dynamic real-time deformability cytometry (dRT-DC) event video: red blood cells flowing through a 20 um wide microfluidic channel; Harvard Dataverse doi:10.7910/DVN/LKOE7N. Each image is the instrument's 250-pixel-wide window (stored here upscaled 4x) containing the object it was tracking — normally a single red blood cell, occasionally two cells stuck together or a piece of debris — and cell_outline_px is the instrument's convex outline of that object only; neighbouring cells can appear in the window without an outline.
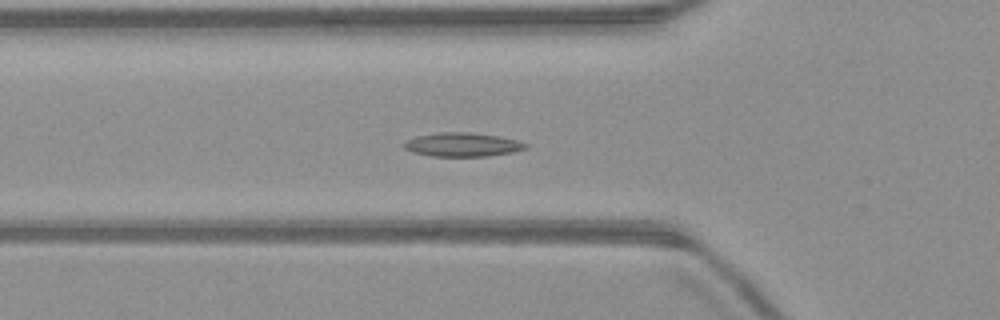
{"species": "common noctule bat (a hibernating species)", "species_latin": "Nyctalus noctula", "temperature_condition": "warm", "stored_images_in_passage": 52, "camera_frame_rate_fps": 3000, "um_per_image_px": 0.085, "animal": {"sex": "male", "body_mass_g": 23.1, "forearm_length_mm": 52.7}, "frame": {"image": 1, "passage_image": 18, "time_ms": 5.667, "image_size_px": [1000, 320], "cell_outline_px": [[528, 148], [512, 152], [488, 156], [432, 156], [412, 152], [404, 148], [400, 144], [404, 140], [416, 136], [440, 132], [468, 132], [500, 136], [516, 140], [528, 144]], "centroid_in_image_um": [39.26, 12.29], "position_along_channel_um": 86.5, "area_um2": 17.05}}
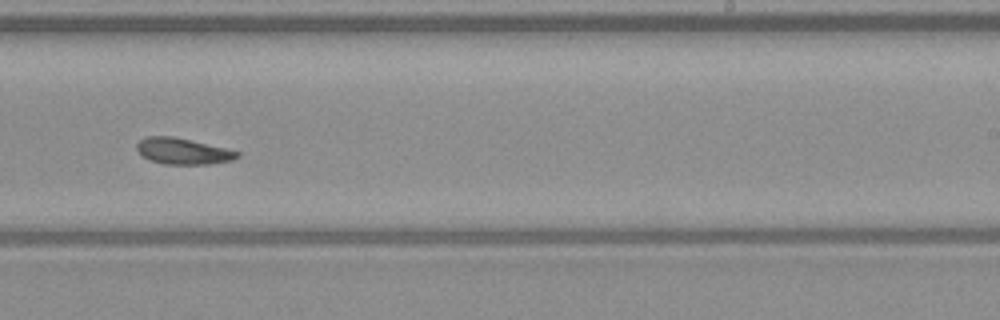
{"frame": {"image": 2, "passage_image": 32, "time_ms": 10.333, "image_size_px": [1000, 320], "cell_outline_px": [[240, 156], [232, 160], [208, 164], [164, 164], [148, 160], [136, 148], [136, 144], [144, 136], [172, 136], [224, 148], [240, 152]], "centroid_in_image_um": [15.51, 12.85], "position_along_channel_um": 273.5, "area_um2": 15.14}}
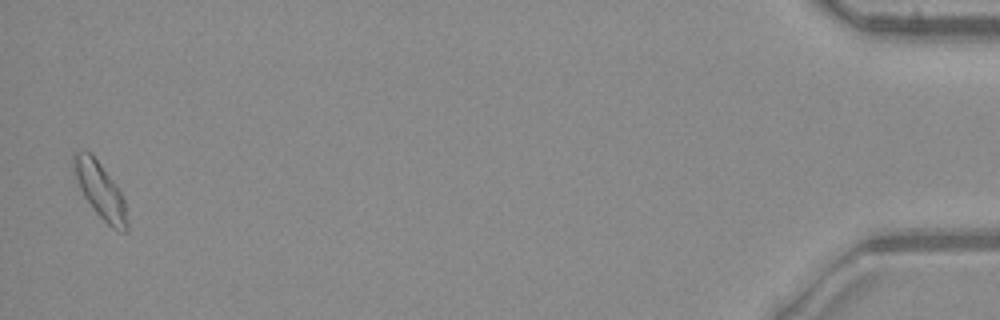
{"frame": {"image": 3, "passage_image": 51, "time_ms": 16.667, "image_size_px": [1000, 320], "cell_outline_px": [[128, 232], [124, 232], [112, 228], [96, 212], [84, 196], [72, 172], [72, 152], [80, 148], [88, 152], [100, 164], [112, 180], [120, 192], [124, 200], [128, 220]], "centroid_in_image_um": [8.48, 16.16], "position_along_channel_um": 426.7, "area_um2": 17.28}}